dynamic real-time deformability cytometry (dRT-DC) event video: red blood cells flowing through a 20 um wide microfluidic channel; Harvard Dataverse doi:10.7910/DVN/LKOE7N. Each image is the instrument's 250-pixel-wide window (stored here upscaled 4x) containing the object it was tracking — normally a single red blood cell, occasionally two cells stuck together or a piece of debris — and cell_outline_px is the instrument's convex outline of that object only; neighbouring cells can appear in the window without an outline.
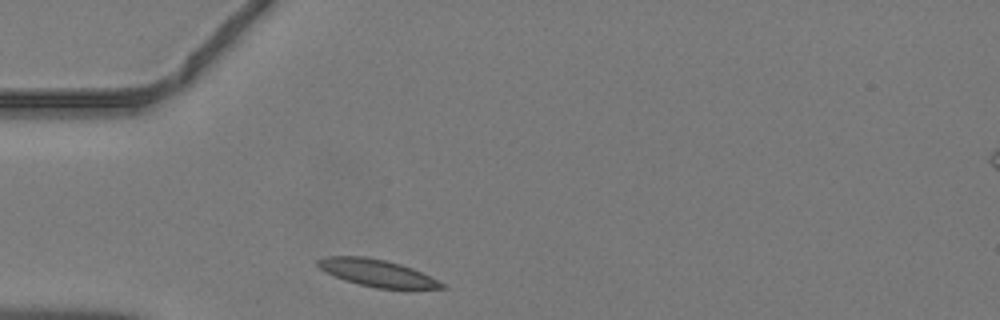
{"species": "common noctule bat (a hibernating species)", "species_latin": "Nyctalus noctula", "temperature_condition": "warm", "stored_images_in_passage": 30, "camera_frame_rate_fps": 3000, "um_per_image_px": 0.085, "animal": {"sex": "male", "body_mass_g": 19.2, "forearm_length_mm": 51.8}, "frame": {"image": 1, "passage_image": 1, "time_ms": 0.0, "image_size_px": [1000, 320], "cell_outline_px": [[448, 288], [376, 288], [344, 280], [320, 268], [316, 264], [316, 260], [328, 256], [364, 256], [388, 260], [412, 268], [448, 284]], "centroid_in_image_um": [32.09, 23.19], "position_along_channel_um": 52.9, "area_um2": 19.42}}
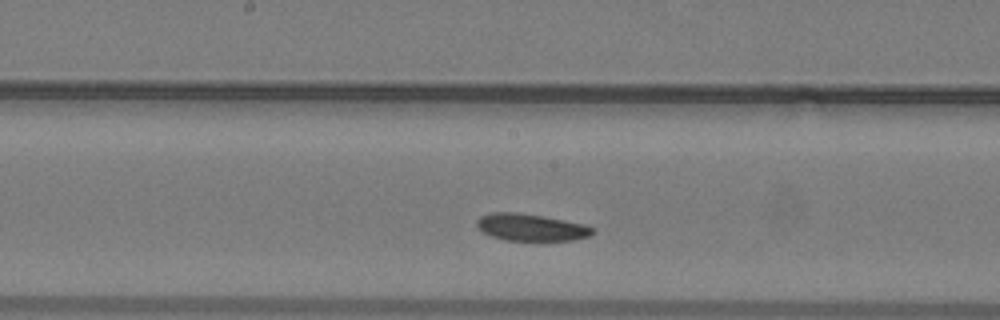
{"frame": {"image": 2, "passage_image": 12, "time_ms": 3.667, "image_size_px": [1000, 320], "cell_outline_px": [[596, 232], [588, 236], [572, 240], [504, 240], [492, 236], [476, 228], [476, 220], [480, 216], [488, 212], [520, 212], [544, 216], [584, 224], [596, 228]], "centroid_in_image_um": [45.12, 19.31], "position_along_channel_um": 203.1, "area_um2": 18.44}}
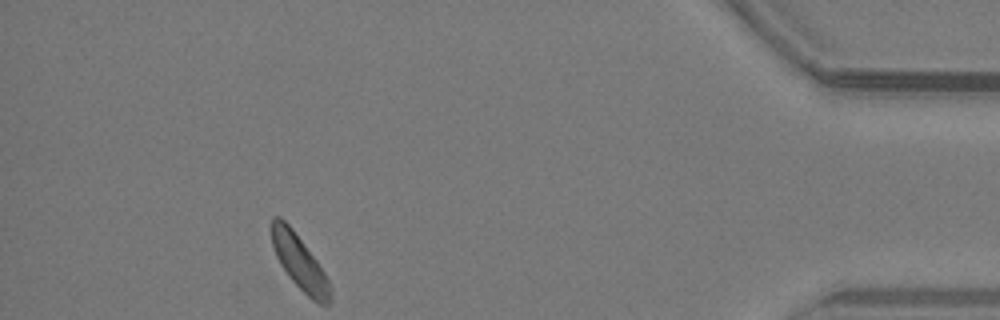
{"frame": {"image": 3, "passage_image": 30, "time_ms": 9.667, "image_size_px": [1000, 320], "cell_outline_px": [[332, 300], [328, 304], [320, 304], [312, 300], [288, 276], [280, 264], [276, 256], [272, 244], [272, 216], [280, 216], [292, 228], [316, 260], [324, 272], [332, 288]], "centroid_in_image_um": [25.48, 22.32], "position_along_channel_um": 409.7, "area_um2": 18.44}}